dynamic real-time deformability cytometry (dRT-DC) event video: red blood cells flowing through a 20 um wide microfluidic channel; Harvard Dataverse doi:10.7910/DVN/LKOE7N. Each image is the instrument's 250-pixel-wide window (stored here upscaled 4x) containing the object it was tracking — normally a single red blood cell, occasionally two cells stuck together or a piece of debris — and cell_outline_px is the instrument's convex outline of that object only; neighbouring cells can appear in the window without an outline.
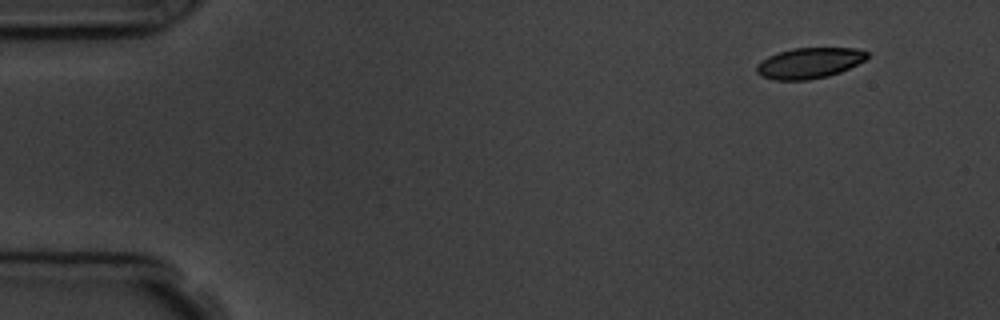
{"species": "common noctule bat (a hibernating species)", "species_latin": "Nyctalus noctula", "temperature_condition": "room temperature", "stored_images_in_passage": 8, "camera_frame_rate_fps": 3000, "um_per_image_px": 0.085, "animal": {"sex": "male", "body_mass_g": 19.5, "forearm_length_mm": 54.6}, "frame": {"image": 1, "passage_image": 1, "time_ms": 0.0, "image_size_px": [1000, 320], "cell_outline_px": [[868, 56], [864, 60], [840, 72], [828, 76], [808, 80], [776, 80], [764, 76], [756, 72], [756, 64], [768, 56], [792, 48], [856, 48], [868, 52]], "centroid_in_image_um": [68.78, 5.35], "position_along_channel_um": 16.2, "area_um2": 19.59}}
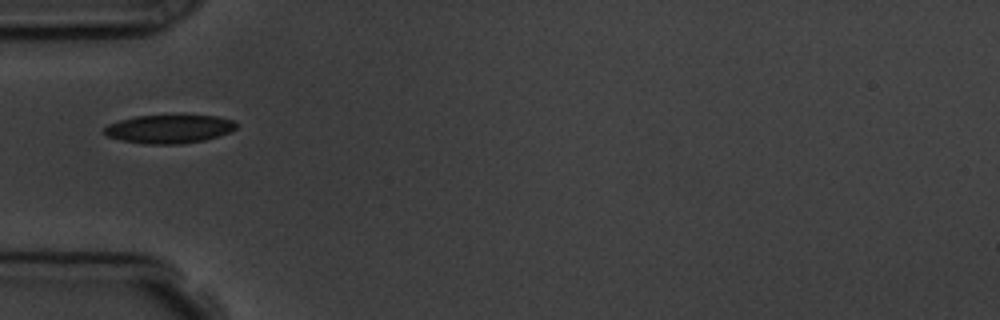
{"frame": {"image": 2, "passage_image": 4, "time_ms": 4.333, "image_size_px": [1000, 320], "cell_outline_px": [[236, 128], [228, 132], [204, 140], [184, 144], [144, 144], [120, 140], [108, 136], [104, 132], [104, 128], [108, 124], [120, 120], [136, 116], [216, 116], [236, 120]], "centroid_in_image_um": [14.37, 10.97], "position_along_channel_um": 70.6, "area_um2": 21.73}}